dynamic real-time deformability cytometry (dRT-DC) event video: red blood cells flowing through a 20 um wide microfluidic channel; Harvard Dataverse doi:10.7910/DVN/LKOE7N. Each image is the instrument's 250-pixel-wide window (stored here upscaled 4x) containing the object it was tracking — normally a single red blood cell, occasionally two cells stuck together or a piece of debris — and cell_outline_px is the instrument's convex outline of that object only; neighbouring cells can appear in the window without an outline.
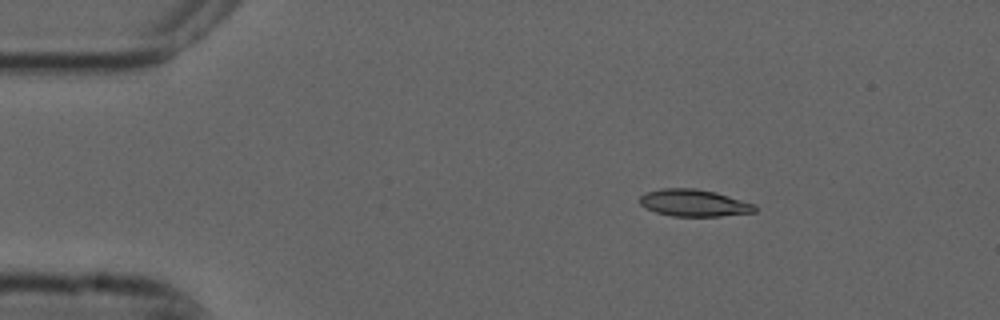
{"species": "common noctule bat (a hibernating species)", "species_latin": "Nyctalus noctula", "temperature_condition": "cold", "stored_images_in_passage": 3, "camera_frame_rate_fps": 3000, "um_per_image_px": 0.085, "animal": {"sex": "male", "forearm_length_mm": 52.5}, "frame": {"image": 1, "passage_image": 1, "time_ms": 0.0, "image_size_px": [1000, 320], "cell_outline_px": [[756, 212], [720, 216], [672, 216], [656, 212], [640, 204], [640, 196], [648, 192], [660, 188], [696, 188], [716, 192], [756, 204]], "centroid_in_image_um": [59.02, 17.24], "position_along_channel_um": 26.0, "area_um2": 18.09}}